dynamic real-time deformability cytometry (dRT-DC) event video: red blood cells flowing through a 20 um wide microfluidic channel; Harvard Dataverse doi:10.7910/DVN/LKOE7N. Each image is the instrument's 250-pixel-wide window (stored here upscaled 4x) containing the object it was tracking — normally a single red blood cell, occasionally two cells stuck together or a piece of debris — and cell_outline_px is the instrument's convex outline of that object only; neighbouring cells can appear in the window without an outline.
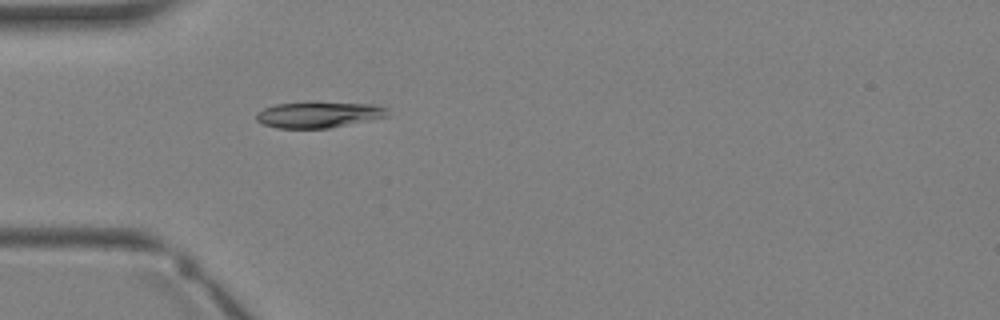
{"species": "Egyptian fruit bat (a non-hibernating species)", "species_latin": "Rousettus aegyptiacus", "temperature_condition": "warm", "stored_images_in_passage": 3, "camera_frame_rate_fps": 3000, "um_per_image_px": 0.085, "animal": {"sex": "female"}, "frame": {"image": 1, "passage_image": 3, "time_ms": 2.333, "image_size_px": [1000, 320], "cell_outline_px": [[388, 116], [328, 128], [276, 128], [264, 124], [256, 120], [256, 112], [264, 108], [276, 104], [372, 104], [388, 108]], "centroid_in_image_um": [27.05, 9.78], "position_along_channel_um": 58.0, "area_um2": 19.02}}